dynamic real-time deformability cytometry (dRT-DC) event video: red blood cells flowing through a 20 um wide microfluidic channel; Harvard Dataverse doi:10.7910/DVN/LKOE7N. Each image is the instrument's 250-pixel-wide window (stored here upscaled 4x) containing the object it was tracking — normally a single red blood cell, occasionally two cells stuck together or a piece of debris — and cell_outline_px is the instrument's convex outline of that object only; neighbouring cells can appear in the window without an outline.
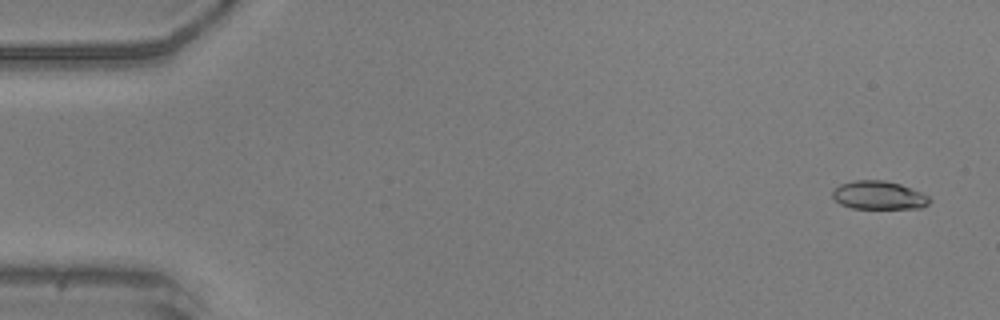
{"species": "common noctule bat (a hibernating species)", "species_latin": "Nyctalus noctula", "temperature_condition": "warm", "stored_images_in_passage": 52, "camera_frame_rate_fps": 3000, "um_per_image_px": 0.085, "animal": {"sex": "male", "body_mass_g": 20.5, "forearm_length_mm": 52.5}, "frame": {"image": 1, "passage_image": 3, "time_ms": 0.667, "image_size_px": [1000, 320], "cell_outline_px": [[932, 200], [928, 204], [920, 208], [852, 208], [840, 204], [832, 196], [832, 188], [840, 184], [852, 180], [884, 180], [900, 184], [920, 192], [928, 196]], "centroid_in_image_um": [74.66, 16.59], "position_along_channel_um": 10.3, "area_um2": 16.07}}
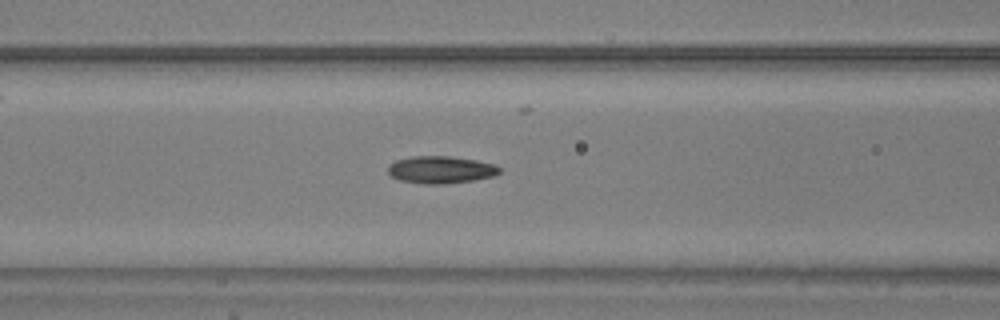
{"frame": {"image": 2, "passage_image": 22, "time_ms": 7.0, "image_size_px": [1000, 320], "cell_outline_px": [[500, 172], [496, 176], [472, 180], [444, 184], [424, 184], [400, 180], [392, 176], [388, 172], [388, 168], [396, 160], [412, 156], [452, 156], [476, 160], [496, 164], [500, 168]], "centroid_in_image_um": [37.51, 14.42], "position_along_channel_um": 129.1, "area_um2": 17.74}}
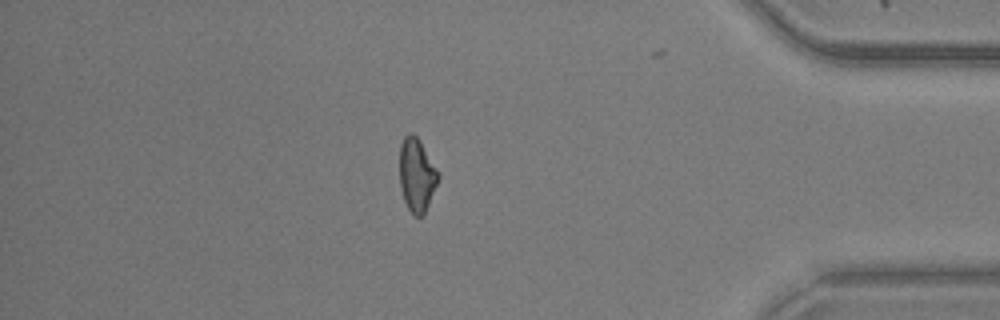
{"frame": {"image": 3, "passage_image": 45, "time_ms": 14.667, "image_size_px": [1000, 320], "cell_outline_px": [[440, 176], [424, 216], [416, 216], [408, 208], [404, 200], [400, 188], [400, 144], [404, 136], [408, 132], [412, 132], [420, 140], [436, 168]], "centroid_in_image_um": [35.42, 14.86], "position_along_channel_um": 399.8, "area_um2": 16.53}, "authors_computed_cell_mechanics": {"area_um2": 16.9354, "velocity_mm_per_s": 3.9876, "shape_relaxation_time_tau1_ms": null, "shape_relaxation_time_tau2_ms": 3.1737, "deformation_change_tau1": null, "deformation_change_tau2": 0.1075}}